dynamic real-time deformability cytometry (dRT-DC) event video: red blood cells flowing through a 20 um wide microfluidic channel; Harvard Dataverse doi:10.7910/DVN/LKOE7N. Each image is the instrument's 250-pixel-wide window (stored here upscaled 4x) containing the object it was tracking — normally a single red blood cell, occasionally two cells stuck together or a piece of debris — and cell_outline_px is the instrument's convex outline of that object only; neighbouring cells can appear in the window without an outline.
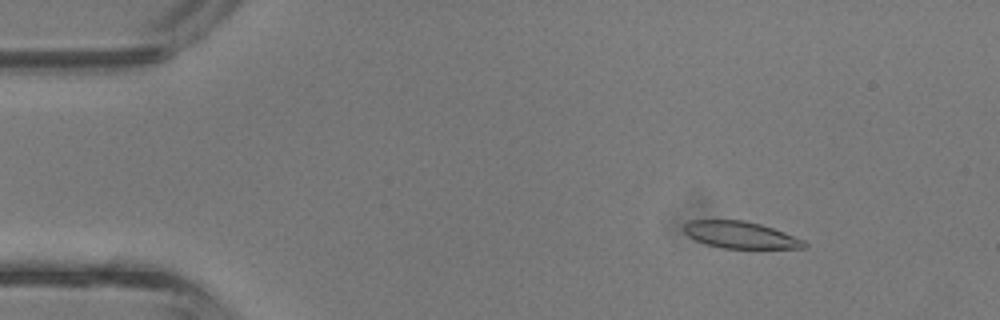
{"species": "common noctule bat (a hibernating species)", "species_latin": "Nyctalus noctula", "temperature_condition": "room temperature", "stored_images_in_passage": 43, "camera_frame_rate_fps": 3000, "um_per_image_px": 0.085, "animal": {"sex": "male", "body_mass_g": 13.3}, "frame": {"image": 1, "passage_image": 6, "time_ms": 1.667, "image_size_px": [1000, 320], "cell_outline_px": [[808, 248], [724, 248], [708, 244], [696, 240], [688, 236], [684, 232], [684, 224], [688, 220], [744, 220], [760, 224], [784, 232], [804, 240], [808, 244]], "centroid_in_image_um": [62.95, 19.96], "position_along_channel_um": 22.1, "area_um2": 18.73}}
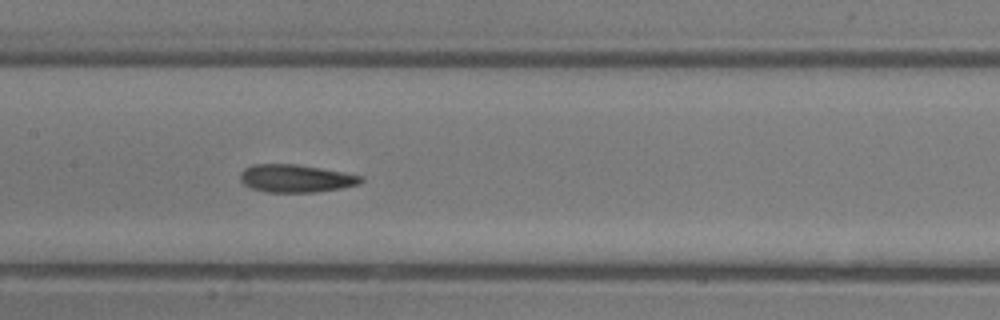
{"frame": {"image": 2, "passage_image": 21, "time_ms": 6.667, "image_size_px": [1000, 320], "cell_outline_px": [[364, 180], [360, 184], [340, 188], [316, 192], [268, 192], [252, 188], [244, 184], [240, 180], [240, 172], [244, 168], [252, 164], [296, 164], [344, 172], [364, 176]], "centroid_in_image_um": [25.15, 15.16], "position_along_channel_um": 182.2, "area_um2": 19.59}}
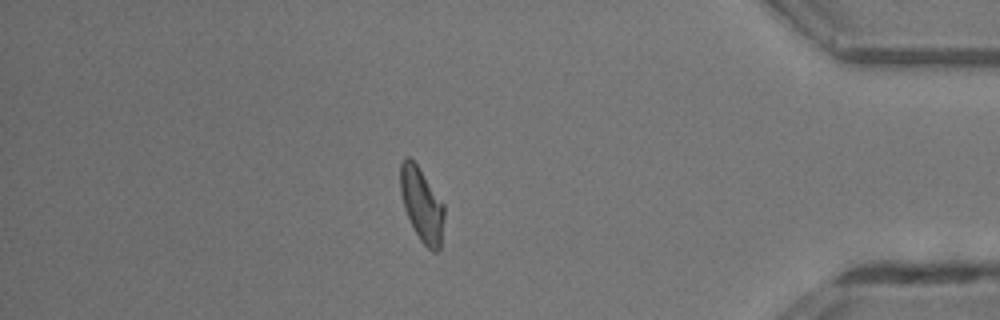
{"frame": {"image": 3, "passage_image": 37, "time_ms": 12.0, "image_size_px": [1000, 320], "cell_outline_px": [[444, 216], [440, 248], [436, 252], [432, 252], [420, 240], [404, 208], [400, 192], [400, 164], [404, 156], [408, 156], [416, 164], [444, 204]], "centroid_in_image_um": [35.84, 17.39], "position_along_channel_um": 399.4, "area_um2": 18.61}, "authors_computed_cell_mechanics": {"area_um2": 19.2474, "velocity_mm_per_s": 4.8223, "shape_relaxation_time_tau1_ms": 4.7889, "shape_relaxation_time_tau2_ms": 2.4001, "deformation_change_tau1": 0.1683, "deformation_change_tau2": 0.1053}}